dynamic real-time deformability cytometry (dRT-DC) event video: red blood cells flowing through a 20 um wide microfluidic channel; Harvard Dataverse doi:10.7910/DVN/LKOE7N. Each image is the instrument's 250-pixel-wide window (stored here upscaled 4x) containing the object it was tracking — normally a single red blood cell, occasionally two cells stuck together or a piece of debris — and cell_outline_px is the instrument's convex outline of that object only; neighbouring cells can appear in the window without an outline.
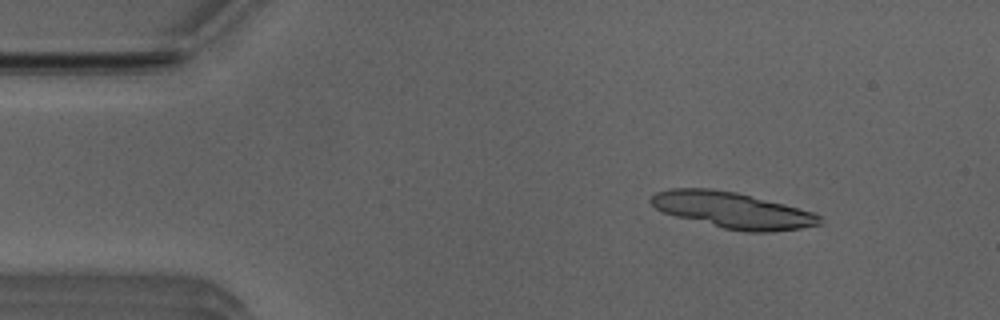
{"species": "Egyptian fruit bat (a non-hibernating species)", "species_latin": "Rousettus aegyptiacus", "temperature_condition": "room temperature", "stored_images_in_passage": 11, "camera_frame_rate_fps": 3000, "um_per_image_px": 0.085, "animal": {"sex": "male"}, "frame": {"image": 1, "passage_image": 4, "time_ms": 1.0, "image_size_px": [1000, 320], "cell_outline_px": [[820, 224], [800, 228], [772, 232], [744, 232], [724, 228], [676, 216], [664, 212], [656, 208], [648, 200], [656, 192], [668, 188], [712, 188], [736, 192], [784, 204], [812, 212], [820, 216]], "centroid_in_image_um": [62.23, 17.86], "position_along_channel_um": 22.8, "area_um2": 35.2}}